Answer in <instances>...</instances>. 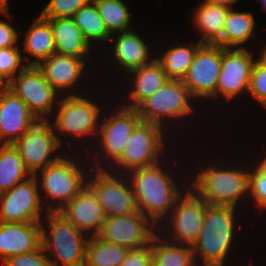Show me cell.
<instances>
[{
    "label": "cell",
    "instance_id": "1",
    "mask_svg": "<svg viewBox=\"0 0 266 266\" xmlns=\"http://www.w3.org/2000/svg\"><path fill=\"white\" fill-rule=\"evenodd\" d=\"M162 162L151 167L135 168L126 173L138 210L157 228L164 226L163 220L167 219L178 197L184 192V187L178 185L168 168L164 169L165 162Z\"/></svg>",
    "mask_w": 266,
    "mask_h": 266
},
{
    "label": "cell",
    "instance_id": "2",
    "mask_svg": "<svg viewBox=\"0 0 266 266\" xmlns=\"http://www.w3.org/2000/svg\"><path fill=\"white\" fill-rule=\"evenodd\" d=\"M67 154L68 152L64 153L56 162L35 174L39 190H42L40 197L47 212H59L87 185L90 167L87 165L85 171V165H81L84 162L81 161L82 157L78 160L72 154Z\"/></svg>",
    "mask_w": 266,
    "mask_h": 266
},
{
    "label": "cell",
    "instance_id": "3",
    "mask_svg": "<svg viewBox=\"0 0 266 266\" xmlns=\"http://www.w3.org/2000/svg\"><path fill=\"white\" fill-rule=\"evenodd\" d=\"M229 166L218 165L217 161L204 164L189 187L209 205L239 208L238 203L243 204L240 200L249 195V168Z\"/></svg>",
    "mask_w": 266,
    "mask_h": 266
},
{
    "label": "cell",
    "instance_id": "4",
    "mask_svg": "<svg viewBox=\"0 0 266 266\" xmlns=\"http://www.w3.org/2000/svg\"><path fill=\"white\" fill-rule=\"evenodd\" d=\"M238 210L232 206L207 207L200 235L192 246L196 263L200 258L201 266H225L234 244Z\"/></svg>",
    "mask_w": 266,
    "mask_h": 266
},
{
    "label": "cell",
    "instance_id": "5",
    "mask_svg": "<svg viewBox=\"0 0 266 266\" xmlns=\"http://www.w3.org/2000/svg\"><path fill=\"white\" fill-rule=\"evenodd\" d=\"M44 219L48 225H44ZM41 225V245L52 266H84L89 236L60 212H47ZM53 256V258L51 257Z\"/></svg>",
    "mask_w": 266,
    "mask_h": 266
},
{
    "label": "cell",
    "instance_id": "6",
    "mask_svg": "<svg viewBox=\"0 0 266 266\" xmlns=\"http://www.w3.org/2000/svg\"><path fill=\"white\" fill-rule=\"evenodd\" d=\"M85 95L86 93L62 95L58 100L56 111L53 114L55 118H50V122L61 146L67 134L70 139L71 137L80 138V140L84 139V142L85 138L87 141V139L90 140L89 137L92 139L93 136L95 139L98 137L103 112L99 107V102L97 104L94 99ZM61 135H64V138Z\"/></svg>",
    "mask_w": 266,
    "mask_h": 266
},
{
    "label": "cell",
    "instance_id": "7",
    "mask_svg": "<svg viewBox=\"0 0 266 266\" xmlns=\"http://www.w3.org/2000/svg\"><path fill=\"white\" fill-rule=\"evenodd\" d=\"M118 105L116 109H113L116 112L112 111L111 108L109 116L107 114L103 116L102 114L99 133L96 139L99 144H92L96 150L93 152L95 153L94 156H92L94 159L90 160L91 162L93 160L94 163H92L93 165L89 164L90 167L94 169H110L121 158L130 134L141 121L137 109L129 108L119 103ZM101 152L103 154H101ZM103 165H105V167Z\"/></svg>",
    "mask_w": 266,
    "mask_h": 266
},
{
    "label": "cell",
    "instance_id": "8",
    "mask_svg": "<svg viewBox=\"0 0 266 266\" xmlns=\"http://www.w3.org/2000/svg\"><path fill=\"white\" fill-rule=\"evenodd\" d=\"M195 99L182 80L168 79L155 94L146 99L138 108L141 121L151 122L167 129L168 126L193 115ZM174 122H173V121ZM166 121V122H165ZM169 122V123H168ZM169 124V125H168Z\"/></svg>",
    "mask_w": 266,
    "mask_h": 266
},
{
    "label": "cell",
    "instance_id": "9",
    "mask_svg": "<svg viewBox=\"0 0 266 266\" xmlns=\"http://www.w3.org/2000/svg\"><path fill=\"white\" fill-rule=\"evenodd\" d=\"M166 132L157 124L140 121L130 134L121 158L109 170L126 174L135 168L151 167L160 163L166 147L164 140L169 135Z\"/></svg>",
    "mask_w": 266,
    "mask_h": 266
},
{
    "label": "cell",
    "instance_id": "10",
    "mask_svg": "<svg viewBox=\"0 0 266 266\" xmlns=\"http://www.w3.org/2000/svg\"><path fill=\"white\" fill-rule=\"evenodd\" d=\"M184 187L187 188L178 197L173 209L167 217L168 219L163 221V223H166L164 224L165 226L162 227V225H160L158 230L160 231V235L170 242L193 246L200 235L209 204L191 187L187 185ZM163 228H168L166 230L169 231L167 232Z\"/></svg>",
    "mask_w": 266,
    "mask_h": 266
},
{
    "label": "cell",
    "instance_id": "11",
    "mask_svg": "<svg viewBox=\"0 0 266 266\" xmlns=\"http://www.w3.org/2000/svg\"><path fill=\"white\" fill-rule=\"evenodd\" d=\"M93 173L91 175V171ZM87 185L95 192L106 217L138 211L135 195L126 174L91 168Z\"/></svg>",
    "mask_w": 266,
    "mask_h": 266
},
{
    "label": "cell",
    "instance_id": "12",
    "mask_svg": "<svg viewBox=\"0 0 266 266\" xmlns=\"http://www.w3.org/2000/svg\"><path fill=\"white\" fill-rule=\"evenodd\" d=\"M13 145L31 175L63 156V151L60 152L63 146L60 145L49 120H38Z\"/></svg>",
    "mask_w": 266,
    "mask_h": 266
},
{
    "label": "cell",
    "instance_id": "13",
    "mask_svg": "<svg viewBox=\"0 0 266 266\" xmlns=\"http://www.w3.org/2000/svg\"><path fill=\"white\" fill-rule=\"evenodd\" d=\"M38 120H50L60 94L45 79L35 65H27L11 81L10 88Z\"/></svg>",
    "mask_w": 266,
    "mask_h": 266
},
{
    "label": "cell",
    "instance_id": "14",
    "mask_svg": "<svg viewBox=\"0 0 266 266\" xmlns=\"http://www.w3.org/2000/svg\"><path fill=\"white\" fill-rule=\"evenodd\" d=\"M43 208L35 175L0 194V222L41 223L47 214Z\"/></svg>",
    "mask_w": 266,
    "mask_h": 266
},
{
    "label": "cell",
    "instance_id": "15",
    "mask_svg": "<svg viewBox=\"0 0 266 266\" xmlns=\"http://www.w3.org/2000/svg\"><path fill=\"white\" fill-rule=\"evenodd\" d=\"M223 47L216 44H203L189 66L182 80L192 97L216 100V86L221 71Z\"/></svg>",
    "mask_w": 266,
    "mask_h": 266
},
{
    "label": "cell",
    "instance_id": "16",
    "mask_svg": "<svg viewBox=\"0 0 266 266\" xmlns=\"http://www.w3.org/2000/svg\"><path fill=\"white\" fill-rule=\"evenodd\" d=\"M157 232L158 228L138 210L130 215L106 217L96 236L130 250L149 245Z\"/></svg>",
    "mask_w": 266,
    "mask_h": 266
},
{
    "label": "cell",
    "instance_id": "17",
    "mask_svg": "<svg viewBox=\"0 0 266 266\" xmlns=\"http://www.w3.org/2000/svg\"><path fill=\"white\" fill-rule=\"evenodd\" d=\"M247 48H224L221 71L216 86V99L220 95L227 101L248 92L251 71L256 58ZM246 90V91H245ZM219 94V95H218Z\"/></svg>",
    "mask_w": 266,
    "mask_h": 266
},
{
    "label": "cell",
    "instance_id": "18",
    "mask_svg": "<svg viewBox=\"0 0 266 266\" xmlns=\"http://www.w3.org/2000/svg\"><path fill=\"white\" fill-rule=\"evenodd\" d=\"M85 60L87 59L54 53L43 59L37 67L43 72L49 84L61 96L62 94L64 95L65 92L66 96L81 95L80 91L78 92L77 90L76 92L74 87H76L78 83V85L81 84L80 78L83 77V73H85L84 70L86 68L88 70Z\"/></svg>",
    "mask_w": 266,
    "mask_h": 266
},
{
    "label": "cell",
    "instance_id": "19",
    "mask_svg": "<svg viewBox=\"0 0 266 266\" xmlns=\"http://www.w3.org/2000/svg\"><path fill=\"white\" fill-rule=\"evenodd\" d=\"M37 121L13 91H0V144H13Z\"/></svg>",
    "mask_w": 266,
    "mask_h": 266
},
{
    "label": "cell",
    "instance_id": "20",
    "mask_svg": "<svg viewBox=\"0 0 266 266\" xmlns=\"http://www.w3.org/2000/svg\"><path fill=\"white\" fill-rule=\"evenodd\" d=\"M59 212L88 236H95L106 218L97 195L88 185Z\"/></svg>",
    "mask_w": 266,
    "mask_h": 266
},
{
    "label": "cell",
    "instance_id": "21",
    "mask_svg": "<svg viewBox=\"0 0 266 266\" xmlns=\"http://www.w3.org/2000/svg\"><path fill=\"white\" fill-rule=\"evenodd\" d=\"M41 246L40 223L0 222V260L25 254Z\"/></svg>",
    "mask_w": 266,
    "mask_h": 266
},
{
    "label": "cell",
    "instance_id": "22",
    "mask_svg": "<svg viewBox=\"0 0 266 266\" xmlns=\"http://www.w3.org/2000/svg\"><path fill=\"white\" fill-rule=\"evenodd\" d=\"M113 36L115 39L112 38ZM141 36L133 29L118 33L117 36L116 34L111 35L112 41L115 40L112 43L114 46L110 47V49H113L110 50L113 54V64L116 63L115 66L125 70L124 74L150 63L156 57L151 55L152 51L150 49L152 47Z\"/></svg>",
    "mask_w": 266,
    "mask_h": 266
},
{
    "label": "cell",
    "instance_id": "23",
    "mask_svg": "<svg viewBox=\"0 0 266 266\" xmlns=\"http://www.w3.org/2000/svg\"><path fill=\"white\" fill-rule=\"evenodd\" d=\"M130 90L128 91L126 103L122 105L137 109L146 99L161 89L162 85L169 79L156 59L150 63L128 72ZM132 77V78H131Z\"/></svg>",
    "mask_w": 266,
    "mask_h": 266
},
{
    "label": "cell",
    "instance_id": "24",
    "mask_svg": "<svg viewBox=\"0 0 266 266\" xmlns=\"http://www.w3.org/2000/svg\"><path fill=\"white\" fill-rule=\"evenodd\" d=\"M52 28L55 51L62 55H71L87 59L91 46L72 18H44ZM87 56V58H86Z\"/></svg>",
    "mask_w": 266,
    "mask_h": 266
},
{
    "label": "cell",
    "instance_id": "25",
    "mask_svg": "<svg viewBox=\"0 0 266 266\" xmlns=\"http://www.w3.org/2000/svg\"><path fill=\"white\" fill-rule=\"evenodd\" d=\"M28 29L21 47L22 57L28 60L29 56H24V53L30 55L32 58L30 62L28 60L27 65L37 66L43 59L56 53L53 31L50 23L40 15L33 20Z\"/></svg>",
    "mask_w": 266,
    "mask_h": 266
},
{
    "label": "cell",
    "instance_id": "26",
    "mask_svg": "<svg viewBox=\"0 0 266 266\" xmlns=\"http://www.w3.org/2000/svg\"><path fill=\"white\" fill-rule=\"evenodd\" d=\"M230 8L208 3H201L193 16V24L201 33L198 40L202 44H216L223 34L225 20Z\"/></svg>",
    "mask_w": 266,
    "mask_h": 266
},
{
    "label": "cell",
    "instance_id": "27",
    "mask_svg": "<svg viewBox=\"0 0 266 266\" xmlns=\"http://www.w3.org/2000/svg\"><path fill=\"white\" fill-rule=\"evenodd\" d=\"M255 20L251 12H239L230 8L225 20L222 38L216 45L224 48L244 49L245 43L249 42L256 33Z\"/></svg>",
    "mask_w": 266,
    "mask_h": 266
},
{
    "label": "cell",
    "instance_id": "28",
    "mask_svg": "<svg viewBox=\"0 0 266 266\" xmlns=\"http://www.w3.org/2000/svg\"><path fill=\"white\" fill-rule=\"evenodd\" d=\"M153 266H199L192 246L166 240L159 231L151 240Z\"/></svg>",
    "mask_w": 266,
    "mask_h": 266
},
{
    "label": "cell",
    "instance_id": "29",
    "mask_svg": "<svg viewBox=\"0 0 266 266\" xmlns=\"http://www.w3.org/2000/svg\"><path fill=\"white\" fill-rule=\"evenodd\" d=\"M203 44L197 40L190 45H172L167 48L166 52L160 54L154 53L159 57L155 59L159 62L167 77L173 80H183L188 72L189 66L192 64L197 50Z\"/></svg>",
    "mask_w": 266,
    "mask_h": 266
},
{
    "label": "cell",
    "instance_id": "30",
    "mask_svg": "<svg viewBox=\"0 0 266 266\" xmlns=\"http://www.w3.org/2000/svg\"><path fill=\"white\" fill-rule=\"evenodd\" d=\"M30 176L14 145L0 144V194L12 189Z\"/></svg>",
    "mask_w": 266,
    "mask_h": 266
},
{
    "label": "cell",
    "instance_id": "31",
    "mask_svg": "<svg viewBox=\"0 0 266 266\" xmlns=\"http://www.w3.org/2000/svg\"><path fill=\"white\" fill-rule=\"evenodd\" d=\"M128 251V248L100 240L96 235L89 236L84 266H120Z\"/></svg>",
    "mask_w": 266,
    "mask_h": 266
},
{
    "label": "cell",
    "instance_id": "32",
    "mask_svg": "<svg viewBox=\"0 0 266 266\" xmlns=\"http://www.w3.org/2000/svg\"><path fill=\"white\" fill-rule=\"evenodd\" d=\"M80 28L86 41L92 46L94 43H110L111 35L107 32L93 1L79 9L72 17Z\"/></svg>",
    "mask_w": 266,
    "mask_h": 266
},
{
    "label": "cell",
    "instance_id": "33",
    "mask_svg": "<svg viewBox=\"0 0 266 266\" xmlns=\"http://www.w3.org/2000/svg\"><path fill=\"white\" fill-rule=\"evenodd\" d=\"M99 12L107 32L117 34L130 29L131 12L124 0H92Z\"/></svg>",
    "mask_w": 266,
    "mask_h": 266
},
{
    "label": "cell",
    "instance_id": "34",
    "mask_svg": "<svg viewBox=\"0 0 266 266\" xmlns=\"http://www.w3.org/2000/svg\"><path fill=\"white\" fill-rule=\"evenodd\" d=\"M249 167V196L259 210L266 209V155ZM254 165V166H253Z\"/></svg>",
    "mask_w": 266,
    "mask_h": 266
},
{
    "label": "cell",
    "instance_id": "35",
    "mask_svg": "<svg viewBox=\"0 0 266 266\" xmlns=\"http://www.w3.org/2000/svg\"><path fill=\"white\" fill-rule=\"evenodd\" d=\"M92 0H50L42 10V18H72L82 7Z\"/></svg>",
    "mask_w": 266,
    "mask_h": 266
},
{
    "label": "cell",
    "instance_id": "36",
    "mask_svg": "<svg viewBox=\"0 0 266 266\" xmlns=\"http://www.w3.org/2000/svg\"><path fill=\"white\" fill-rule=\"evenodd\" d=\"M26 66L20 45L0 49V70L10 81Z\"/></svg>",
    "mask_w": 266,
    "mask_h": 266
},
{
    "label": "cell",
    "instance_id": "37",
    "mask_svg": "<svg viewBox=\"0 0 266 266\" xmlns=\"http://www.w3.org/2000/svg\"><path fill=\"white\" fill-rule=\"evenodd\" d=\"M248 94L266 109V68L257 62L254 63L251 71Z\"/></svg>",
    "mask_w": 266,
    "mask_h": 266
},
{
    "label": "cell",
    "instance_id": "38",
    "mask_svg": "<svg viewBox=\"0 0 266 266\" xmlns=\"http://www.w3.org/2000/svg\"><path fill=\"white\" fill-rule=\"evenodd\" d=\"M3 266H52L42 245L29 253L8 257L2 262Z\"/></svg>",
    "mask_w": 266,
    "mask_h": 266
},
{
    "label": "cell",
    "instance_id": "39",
    "mask_svg": "<svg viewBox=\"0 0 266 266\" xmlns=\"http://www.w3.org/2000/svg\"><path fill=\"white\" fill-rule=\"evenodd\" d=\"M120 266H153L151 243L142 248L130 249Z\"/></svg>",
    "mask_w": 266,
    "mask_h": 266
},
{
    "label": "cell",
    "instance_id": "40",
    "mask_svg": "<svg viewBox=\"0 0 266 266\" xmlns=\"http://www.w3.org/2000/svg\"><path fill=\"white\" fill-rule=\"evenodd\" d=\"M19 34L14 26L7 21L0 20V49L19 45Z\"/></svg>",
    "mask_w": 266,
    "mask_h": 266
},
{
    "label": "cell",
    "instance_id": "41",
    "mask_svg": "<svg viewBox=\"0 0 266 266\" xmlns=\"http://www.w3.org/2000/svg\"><path fill=\"white\" fill-rule=\"evenodd\" d=\"M239 0H204L203 2L212 4V5H219L225 6L228 8H233V4H236Z\"/></svg>",
    "mask_w": 266,
    "mask_h": 266
},
{
    "label": "cell",
    "instance_id": "42",
    "mask_svg": "<svg viewBox=\"0 0 266 266\" xmlns=\"http://www.w3.org/2000/svg\"><path fill=\"white\" fill-rule=\"evenodd\" d=\"M0 13L1 15H4L7 18L11 16L9 11L8 0H0Z\"/></svg>",
    "mask_w": 266,
    "mask_h": 266
},
{
    "label": "cell",
    "instance_id": "43",
    "mask_svg": "<svg viewBox=\"0 0 266 266\" xmlns=\"http://www.w3.org/2000/svg\"><path fill=\"white\" fill-rule=\"evenodd\" d=\"M10 88V80L0 70V91Z\"/></svg>",
    "mask_w": 266,
    "mask_h": 266
},
{
    "label": "cell",
    "instance_id": "44",
    "mask_svg": "<svg viewBox=\"0 0 266 266\" xmlns=\"http://www.w3.org/2000/svg\"><path fill=\"white\" fill-rule=\"evenodd\" d=\"M260 53L256 59V62L263 68H266V45L265 47L263 46V50H261Z\"/></svg>",
    "mask_w": 266,
    "mask_h": 266
},
{
    "label": "cell",
    "instance_id": "45",
    "mask_svg": "<svg viewBox=\"0 0 266 266\" xmlns=\"http://www.w3.org/2000/svg\"><path fill=\"white\" fill-rule=\"evenodd\" d=\"M258 1H260V2L263 3V4H262V8H264L265 11H266V0H258Z\"/></svg>",
    "mask_w": 266,
    "mask_h": 266
}]
</instances>
